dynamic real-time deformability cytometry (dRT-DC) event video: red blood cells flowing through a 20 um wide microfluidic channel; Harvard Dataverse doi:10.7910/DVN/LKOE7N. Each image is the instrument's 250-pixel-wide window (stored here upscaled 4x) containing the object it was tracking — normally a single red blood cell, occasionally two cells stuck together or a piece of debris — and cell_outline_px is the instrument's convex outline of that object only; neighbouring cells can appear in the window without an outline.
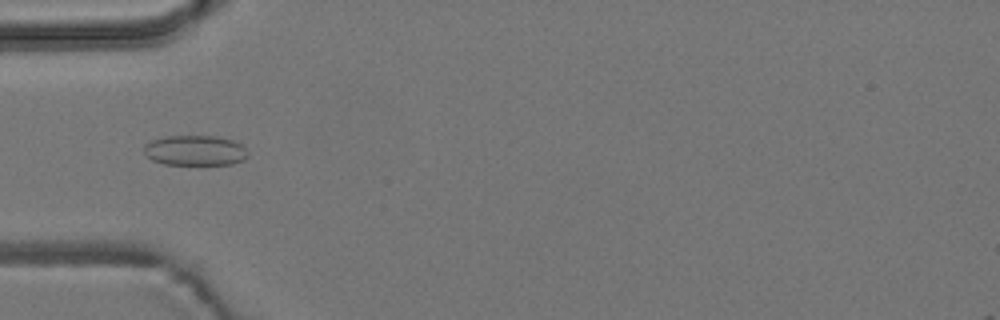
{"species": "common noctule bat (a hibernating species)", "species_latin": "Nyctalus noctula", "temperature_condition": "room temperature", "stored_images_in_passage": 6, "camera_frame_rate_fps": 3000, "um_per_image_px": 0.085, "animal": {"sex": "male", "body_mass_g": 19.2, "forearm_length_mm": 51.8}, "frame": {"image": 1, "passage_image": 3, "time_ms": 2.333, "image_size_px": [1000, 320], "cell_outline_px": [[248, 156], [244, 160], [232, 164], [164, 164], [152, 160], [144, 152], [144, 144], [152, 140], [164, 136], [216, 136], [232, 140], [240, 144], [248, 152]], "centroid_in_image_um": [16.58, 12.78], "position_along_channel_um": 68.4, "area_um2": 18.26}}
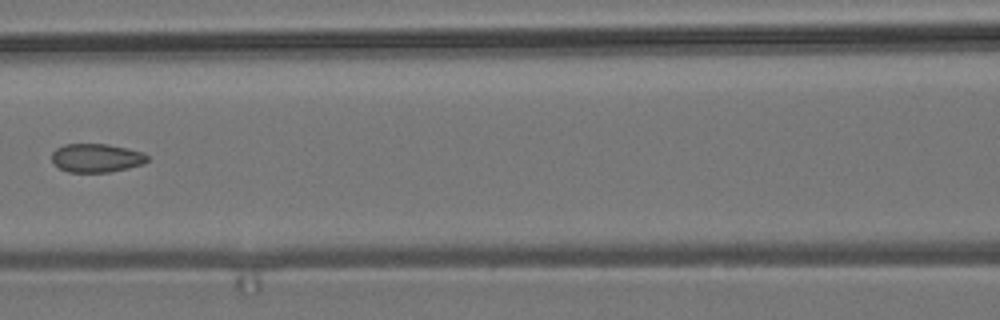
{"frame": {"image": 2, "passage_image": 5, "time_ms": 4.667, "image_size_px": [1000, 320], "cell_outline_px": [[148, 160], [144, 164], [128, 168], [108, 172], [68, 172], [60, 168], [52, 160], [52, 152], [56, 148], [64, 144], [108, 144], [144, 152], [148, 156]], "centroid_in_image_um": [8.21, 13.42], "position_along_channel_um": 158.4, "area_um2": 15.95}}
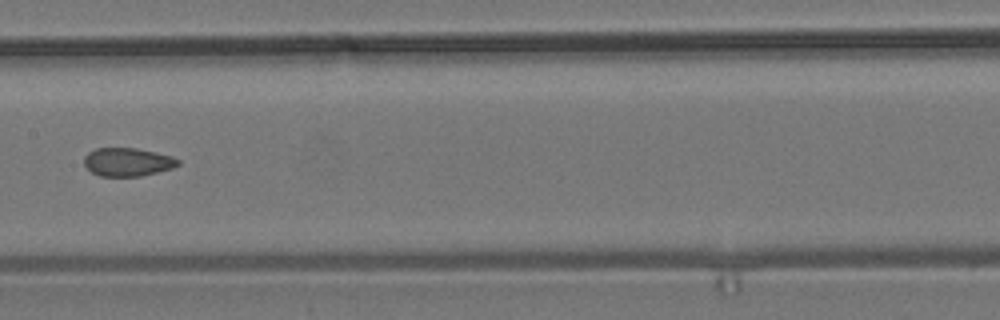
{"frame": {"image": 3, "passage_image": 6, "time_ms": 5.667, "image_size_px": [1000, 320], "cell_outline_px": [[180, 164], [172, 168], [140, 176], [100, 176], [92, 172], [84, 164], [84, 156], [88, 152], [96, 148], [136, 148], [172, 156], [180, 160]], "centroid_in_image_um": [10.84, 13.76], "position_along_channel_um": 196.6, "area_um2": 15.43}}